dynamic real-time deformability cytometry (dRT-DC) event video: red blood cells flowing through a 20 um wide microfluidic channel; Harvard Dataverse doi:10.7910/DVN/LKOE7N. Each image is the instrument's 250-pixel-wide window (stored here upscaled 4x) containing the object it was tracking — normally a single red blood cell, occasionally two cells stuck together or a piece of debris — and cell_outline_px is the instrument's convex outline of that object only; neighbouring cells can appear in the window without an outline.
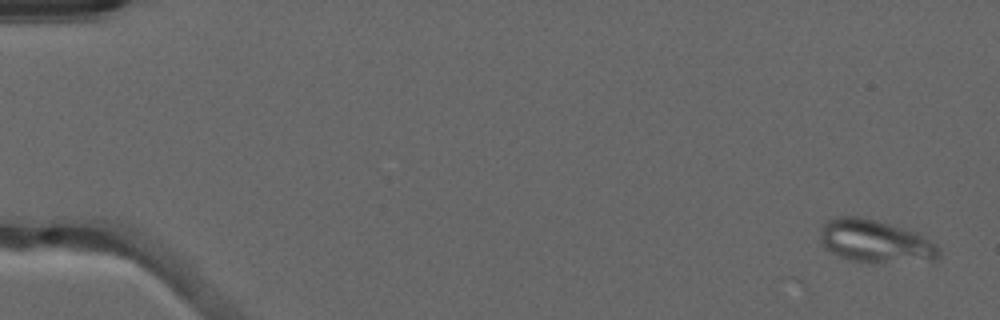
{"species": "common noctule bat (a hibernating species)", "species_latin": "Nyctalus noctula", "temperature_condition": "warm", "stored_images_in_passage": 13, "camera_frame_rate_fps": 3000, "um_per_image_px": 0.085, "animal": {"sex": "male", "forearm_length_mm": 52.5}, "frame": {"image": 1, "passage_image": 1, "time_ms": 0.0, "image_size_px": [1000, 320], "cell_outline_px": [[940, 260], [936, 264], [872, 264], [848, 260], [832, 252], [820, 244], [820, 224], [836, 216], [860, 216], [876, 220], [900, 228], [920, 236], [936, 244], [940, 248]], "centroid_in_image_um": [74.46, 20.59], "position_along_channel_um": 10.5, "area_um2": 30.87}}